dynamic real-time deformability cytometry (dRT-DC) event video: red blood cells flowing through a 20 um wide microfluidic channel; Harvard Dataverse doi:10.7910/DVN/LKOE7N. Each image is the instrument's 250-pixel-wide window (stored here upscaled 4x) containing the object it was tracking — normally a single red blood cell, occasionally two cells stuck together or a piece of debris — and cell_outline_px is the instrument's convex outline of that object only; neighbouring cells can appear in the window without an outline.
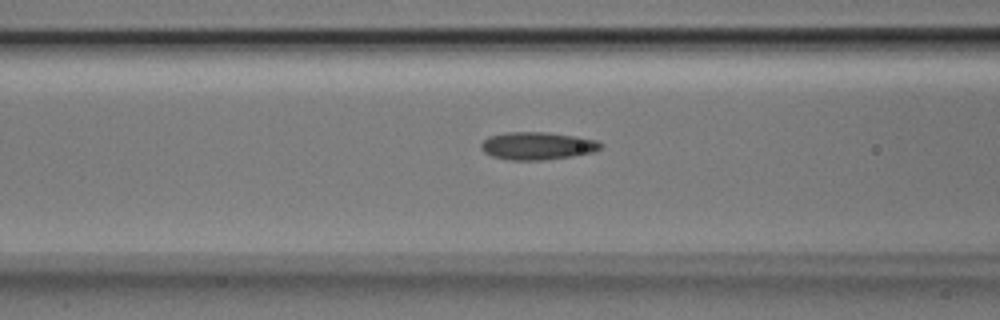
{"species": "Egyptian fruit bat (a non-hibernating species)", "species_latin": "Rousettus aegyptiacus", "temperature_condition": "room temperature", "stored_images_in_passage": 14, "camera_frame_rate_fps": 3000, "um_per_image_px": 0.085, "animal": {"sex": "male"}, "frame": {"image": 1, "passage_image": 12, "time_ms": 3.667, "image_size_px": [1000, 320], "cell_outline_px": [[604, 144], [600, 148], [592, 152], [572, 156], [544, 160], [508, 160], [492, 156], [484, 152], [480, 148], [480, 144], [488, 136], [504, 132], [548, 132], [576, 136], [596, 140]], "centroid_in_image_um": [45.64, 12.39], "position_along_channel_um": 121.0, "area_um2": 19.42}}